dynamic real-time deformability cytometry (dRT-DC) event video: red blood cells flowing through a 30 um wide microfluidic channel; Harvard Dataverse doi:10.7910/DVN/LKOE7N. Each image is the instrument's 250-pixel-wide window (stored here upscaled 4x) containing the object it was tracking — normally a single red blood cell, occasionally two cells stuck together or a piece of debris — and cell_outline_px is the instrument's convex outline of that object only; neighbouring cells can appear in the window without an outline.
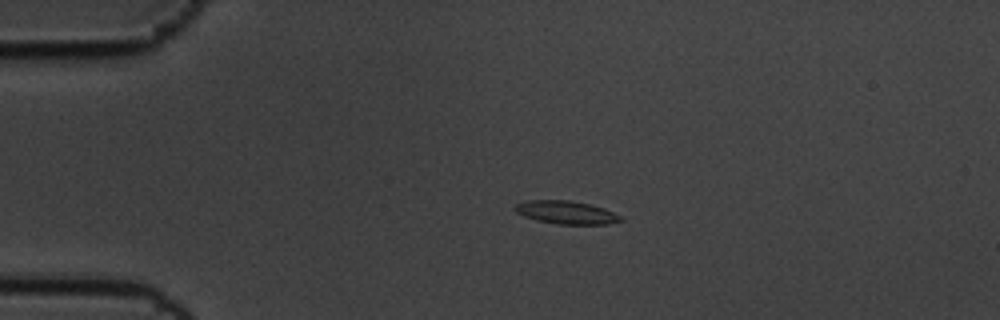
{"species": "common noctule bat (a hibernating species)", "species_latin": "Nyctalus noctula", "temperature_condition": "cold", "stored_images_in_passage": 3, "camera_frame_rate_fps": 3000, "um_per_image_px": 0.085, "animal": {"sex": "male", "body_mass_g": 19.5, "forearm_length_mm": 54.6}, "frame": {"image": 1, "passage_image": 2, "time_ms": 0.333, "image_size_px": [1000, 320], "cell_outline_px": [[624, 220], [608, 224], [556, 224], [536, 220], [524, 216], [516, 212], [512, 208], [516, 204], [528, 200], [568, 200], [588, 204], [604, 208], [620, 216]], "centroid_in_image_um": [48.09, 18.06], "position_along_channel_um": 36.9, "area_um2": 14.16}}